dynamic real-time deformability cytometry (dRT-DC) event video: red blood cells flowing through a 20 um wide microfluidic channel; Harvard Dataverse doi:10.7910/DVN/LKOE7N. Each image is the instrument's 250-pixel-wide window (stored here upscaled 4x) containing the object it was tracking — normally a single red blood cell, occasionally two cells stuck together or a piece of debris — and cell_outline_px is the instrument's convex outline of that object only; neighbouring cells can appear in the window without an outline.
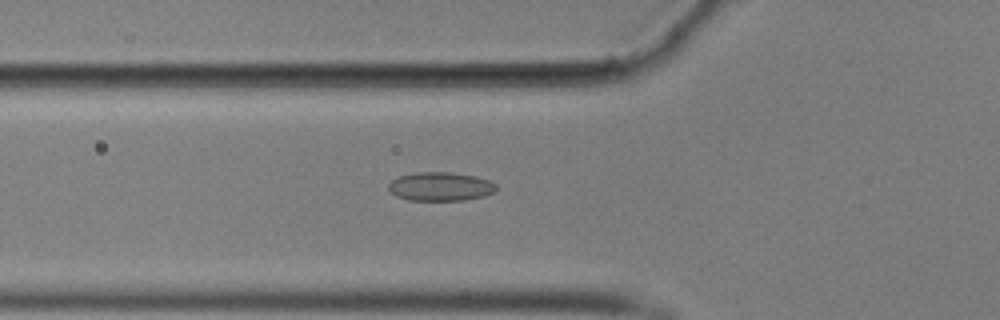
{"species": "common noctule bat (a hibernating species)", "species_latin": "Nyctalus noctula", "temperature_condition": "cold", "stored_images_in_passage": 36, "camera_frame_rate_fps": 3000, "um_per_image_px": 0.085, "animal": {"sex": "male", "body_mass_g": 17.9}, "frame": {"image": 1, "passage_image": 6, "time_ms": 1.667, "image_size_px": [1000, 320], "cell_outline_px": [[496, 188], [492, 192], [484, 196], [464, 200], [408, 200], [396, 196], [388, 188], [388, 184], [392, 180], [400, 176], [416, 172], [452, 172], [476, 176], [488, 180], [496, 184]], "centroid_in_image_um": [37.43, 15.85], "position_along_channel_um": 88.4, "area_um2": 17.98}}
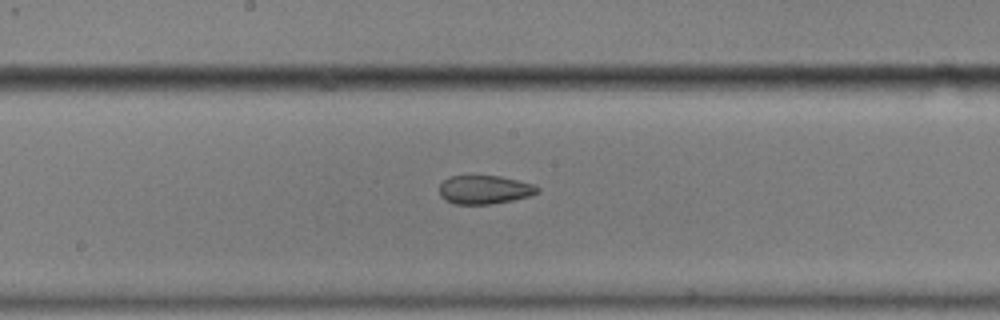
{"frame": {"image": 2, "passage_image": 16, "time_ms": 5.0, "image_size_px": [1000, 320], "cell_outline_px": [[540, 188], [536, 192], [528, 196], [512, 200], [492, 204], [456, 204], [444, 200], [440, 196], [440, 184], [448, 176], [500, 176], [536, 184]], "centroid_in_image_um": [41.17, 16.12], "position_along_channel_um": 207.0, "area_um2": 16.36}}
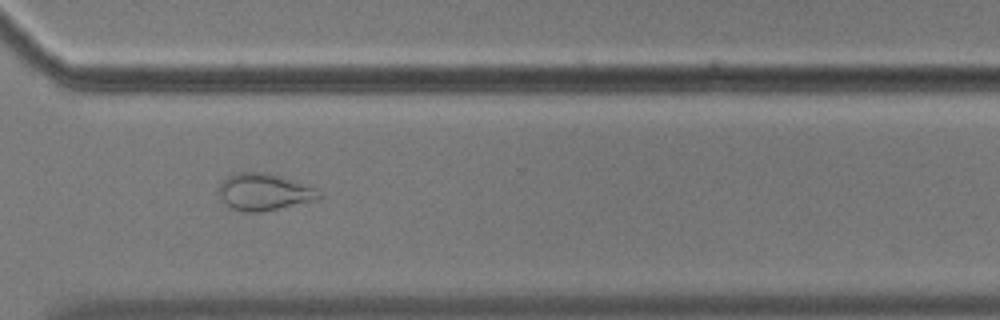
{"frame": {"image": 3, "passage_image": 28, "time_ms": 9.0, "image_size_px": [1000, 320], "cell_outline_px": [[320, 200], [260, 212], [244, 212], [232, 208], [220, 200], [220, 184], [228, 176], [236, 172], [268, 172], [316, 188], [320, 192]], "centroid_in_image_um": [22.46, 16.32], "position_along_channel_um": 348.1, "area_um2": 21.56}, "authors_computed_cell_mechanics": {"area_um2": 17.8891, "velocity_mm_per_s": 3.5407, "shape_relaxation_time_tau1_ms": null, "shape_relaxation_time_tau2_ms": 2.8883, "deformation_change_tau1": null, "deformation_change_tau2": 0.0829}}